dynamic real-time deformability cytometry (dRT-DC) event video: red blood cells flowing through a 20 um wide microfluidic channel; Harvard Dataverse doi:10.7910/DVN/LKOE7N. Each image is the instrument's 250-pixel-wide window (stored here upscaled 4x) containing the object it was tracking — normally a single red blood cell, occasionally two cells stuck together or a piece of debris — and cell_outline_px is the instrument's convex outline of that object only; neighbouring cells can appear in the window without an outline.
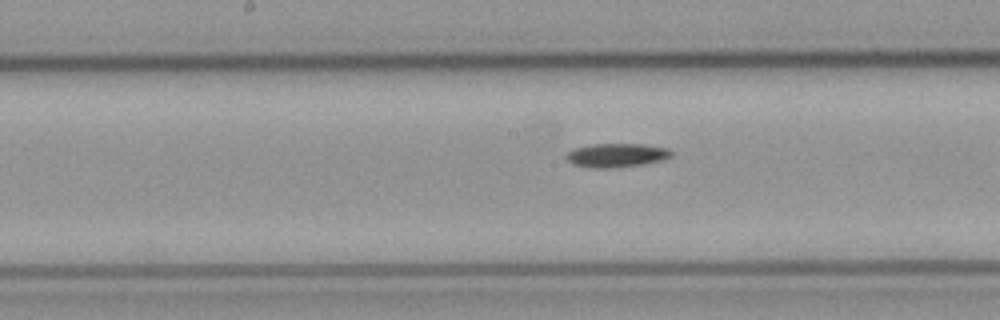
{"species": "common noctule bat (a hibernating species)", "species_latin": "Nyctalus noctula", "temperature_condition": "cold", "stored_images_in_passage": 26, "camera_frame_rate_fps": 3000, "um_per_image_px": 0.085, "animal": {"sex": "male", "body_mass_g": 23.1, "forearm_length_mm": 52.7}, "frame": {"image": 1, "passage_image": 12, "time_ms": 3.667, "image_size_px": [1000, 320], "cell_outline_px": [[672, 156], [660, 160], [640, 164], [612, 168], [588, 168], [572, 164], [564, 156], [572, 148], [592, 144], [644, 144], [668, 148], [672, 152]], "centroid_in_image_um": [52.35, 13.19], "position_along_channel_um": 195.9, "area_um2": 14.62}}
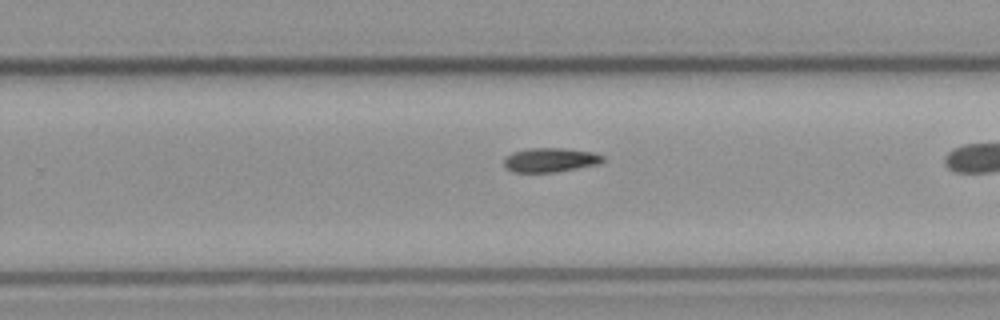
{"frame": {"image": 2, "passage_image": 19, "time_ms": 6.0, "image_size_px": [1000, 320], "cell_outline_px": [[604, 160], [596, 164], [556, 172], [512, 172], [504, 168], [504, 160], [512, 152], [528, 148], [564, 148], [596, 152], [604, 156]], "centroid_in_image_um": [46.76, 13.59], "position_along_channel_um": 283.0, "area_um2": 13.99}}
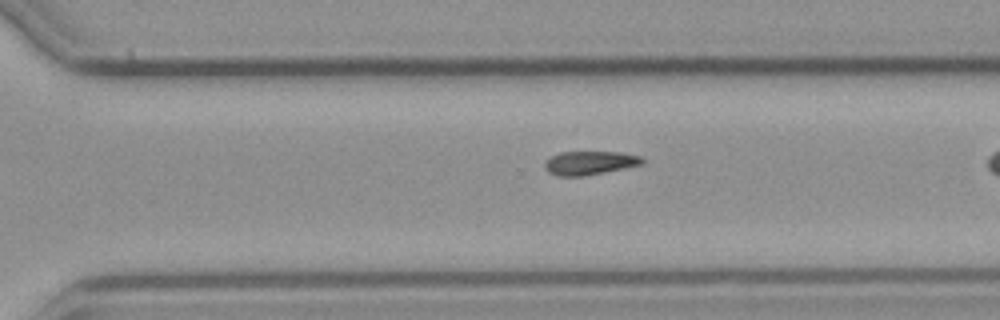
{"frame": {"image": 3, "passage_image": 22, "time_ms": 7.0, "image_size_px": [1000, 320], "cell_outline_px": [[644, 164], [584, 176], [556, 176], [548, 172], [544, 168], [544, 160], [560, 152], [620, 152], [640, 156], [644, 160]], "centroid_in_image_um": [50.09, 13.85], "position_along_channel_um": 320.5, "area_um2": 13.53}}